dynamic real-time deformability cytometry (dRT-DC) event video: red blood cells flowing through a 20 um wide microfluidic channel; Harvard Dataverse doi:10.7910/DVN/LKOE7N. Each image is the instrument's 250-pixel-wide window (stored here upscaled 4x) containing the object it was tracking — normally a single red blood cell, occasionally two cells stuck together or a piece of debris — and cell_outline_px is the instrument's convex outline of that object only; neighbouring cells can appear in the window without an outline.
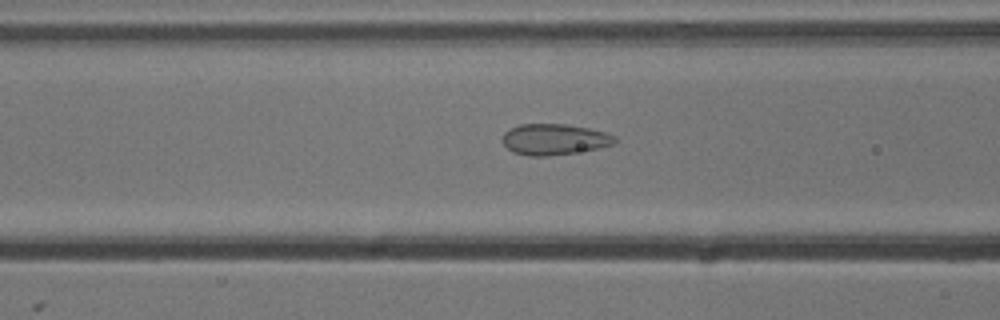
{"species": "common noctule bat (a hibernating species)", "species_latin": "Nyctalus noctula", "temperature_condition": "cold", "stored_images_in_passage": 29, "camera_frame_rate_fps": 3000, "um_per_image_px": 0.085, "animal": {"sex": "male", "body_mass_g": 13.3}, "frame": {"image": 1, "passage_image": 7, "time_ms": 2.0, "image_size_px": [1000, 320], "cell_outline_px": [[616, 140], [612, 144], [596, 148], [572, 152], [544, 156], [528, 156], [512, 152], [504, 144], [504, 132], [520, 124], [564, 124], [588, 128], [604, 132], [616, 136]], "centroid_in_image_um": [47.09, 11.84], "position_along_channel_um": 119.5, "area_um2": 19.83}}
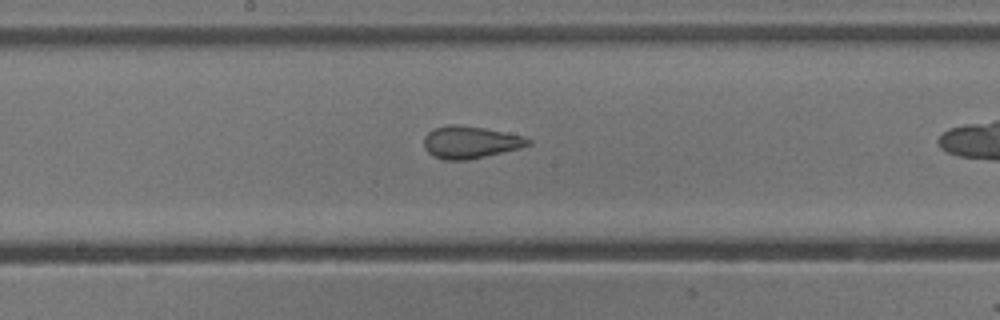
{"frame": {"image": 2, "passage_image": 14, "time_ms": 4.333, "image_size_px": [1000, 320], "cell_outline_px": [[532, 144], [468, 160], [444, 160], [432, 156], [424, 148], [424, 136], [432, 128], [448, 124], [456, 124], [484, 128], [524, 136], [532, 140]], "centroid_in_image_um": [39.91, 12.08], "position_along_channel_um": 208.3, "area_um2": 19.54}}
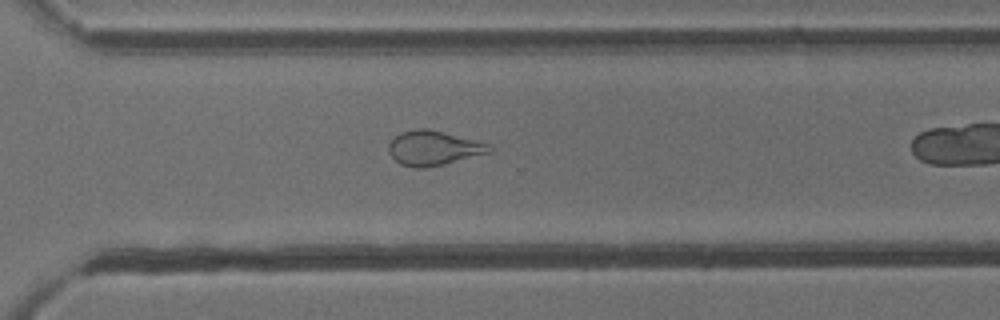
{"frame": {"image": 3, "passage_image": 24, "time_ms": 7.667, "image_size_px": [1000, 320], "cell_outline_px": [[492, 152], [424, 168], [412, 168], [400, 164], [388, 152], [388, 144], [400, 132], [416, 128], [428, 128], [476, 140], [488, 144], [492, 148]], "centroid_in_image_um": [36.82, 12.57], "position_along_channel_um": 333.8, "area_um2": 20.17}}